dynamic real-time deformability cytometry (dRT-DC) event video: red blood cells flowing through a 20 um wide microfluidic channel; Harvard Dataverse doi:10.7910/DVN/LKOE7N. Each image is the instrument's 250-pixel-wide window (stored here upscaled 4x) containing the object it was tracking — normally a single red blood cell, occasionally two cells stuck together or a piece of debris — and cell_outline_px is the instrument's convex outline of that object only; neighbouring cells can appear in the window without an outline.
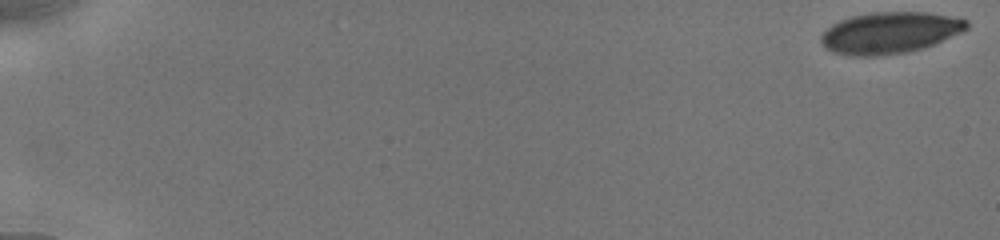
{"species": "human", "species_latin": "Homo sapiens", "temperature_condition": "cold", "stored_images_in_passage": 30, "camera_frame_rate_fps": 3000, "um_per_image_px": 0.085, "donor": {"sex": "male"}, "frame": {"image": 1, "passage_image": 1, "time_ms": 0.0, "image_size_px": [1000, 240], "cell_outline_px": [[968, 28], [960, 32], [924, 48], [904, 52], [876, 56], [852, 56], [832, 52], [820, 40], [820, 36], [832, 24], [840, 20], [852, 16], [872, 12], [928, 12], [960, 16], [968, 20]], "centroid_in_image_um": [75.67, 2.76], "position_along_channel_um": 9.3, "area_um2": 35.2}}
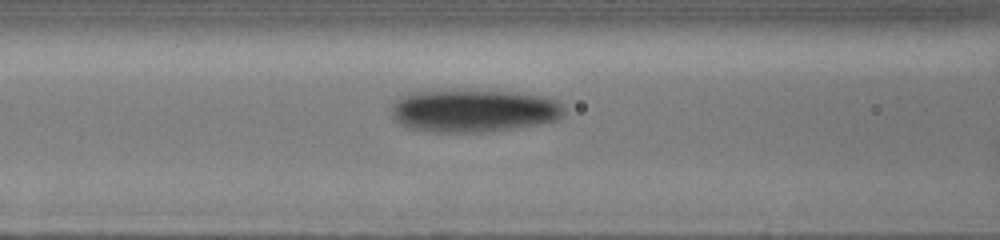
{"frame": {"image": 2, "passage_image": 24, "time_ms": 8.0, "image_size_px": [1000, 240], "cell_outline_px": [[564, 116], [556, 120], [540, 124], [512, 128], [480, 132], [432, 132], [408, 128], [400, 124], [392, 116], [392, 104], [400, 96], [412, 92], [428, 88], [468, 88], [524, 92], [544, 96], [556, 100], [564, 104]], "centroid_in_image_um": [40.24, 9.34], "position_along_channel_um": 126.4, "area_um2": 44.85}}
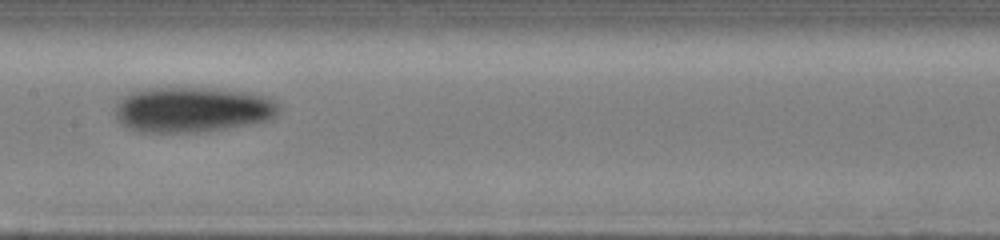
{"frame": {"image": 3, "passage_image": 29, "time_ms": 9.667, "image_size_px": [1000, 240], "cell_outline_px": [[280, 112], [272, 120], [252, 124], [228, 128], [196, 132], [136, 132], [128, 128], [116, 120], [112, 112], [112, 108], [116, 100], [128, 92], [144, 88], [208, 88], [248, 92], [264, 96], [276, 100], [280, 108]], "centroid_in_image_um": [16.29, 9.32], "position_along_channel_um": 191.1, "area_um2": 44.27}}